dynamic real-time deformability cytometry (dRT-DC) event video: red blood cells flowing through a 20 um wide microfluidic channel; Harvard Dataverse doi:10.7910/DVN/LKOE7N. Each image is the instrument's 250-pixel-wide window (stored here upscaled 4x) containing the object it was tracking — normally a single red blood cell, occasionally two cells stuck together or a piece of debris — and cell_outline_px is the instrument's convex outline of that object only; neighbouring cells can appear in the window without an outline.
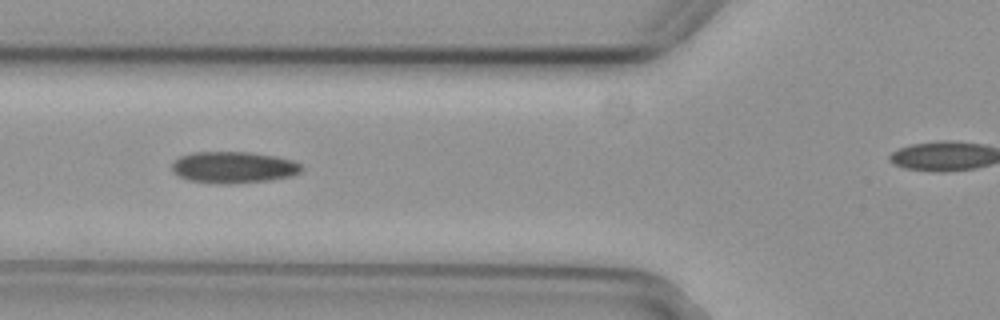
{"species": "common noctule bat (a hibernating species)", "species_latin": "Nyctalus noctula", "temperature_condition": "cold", "stored_images_in_passage": 8, "camera_frame_rate_fps": 3000, "um_per_image_px": 0.085, "animal": {"sex": "female", "body_mass_g": 29.2, "forearm_length_mm": 56.3}, "frame": {"image": 1, "passage_image": 6, "time_ms": 1.667, "image_size_px": [1000, 320], "cell_outline_px": [[304, 168], [300, 172], [292, 176], [272, 180], [232, 184], [220, 184], [188, 180], [172, 172], [172, 164], [180, 156], [192, 152], [248, 152], [276, 156], [292, 160], [300, 164]], "centroid_in_image_um": [19.87, 14.23], "position_along_channel_um": 105.9, "area_um2": 23.99}}
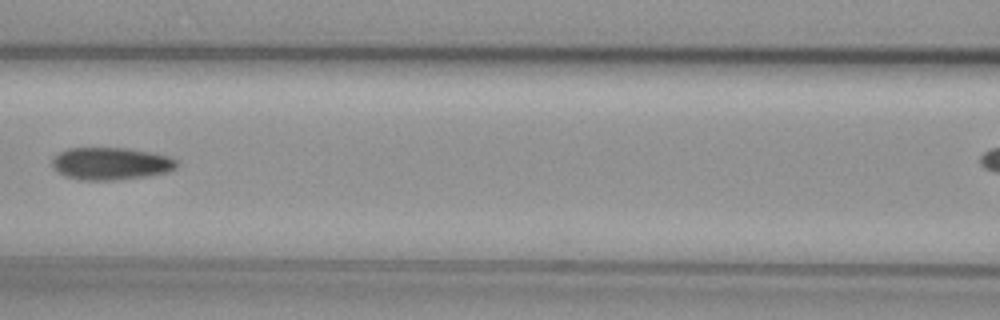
{"frame": {"image": 2, "passage_image": 7, "time_ms": 2.0, "image_size_px": [1000, 320], "cell_outline_px": [[180, 164], [176, 168], [168, 172], [148, 176], [116, 180], [80, 180], [64, 176], [52, 168], [52, 160], [60, 152], [68, 148], [128, 148], [152, 152], [168, 156], [180, 160]], "centroid_in_image_um": [9.47, 13.91], "position_along_channel_um": 157.1, "area_um2": 23.87}}